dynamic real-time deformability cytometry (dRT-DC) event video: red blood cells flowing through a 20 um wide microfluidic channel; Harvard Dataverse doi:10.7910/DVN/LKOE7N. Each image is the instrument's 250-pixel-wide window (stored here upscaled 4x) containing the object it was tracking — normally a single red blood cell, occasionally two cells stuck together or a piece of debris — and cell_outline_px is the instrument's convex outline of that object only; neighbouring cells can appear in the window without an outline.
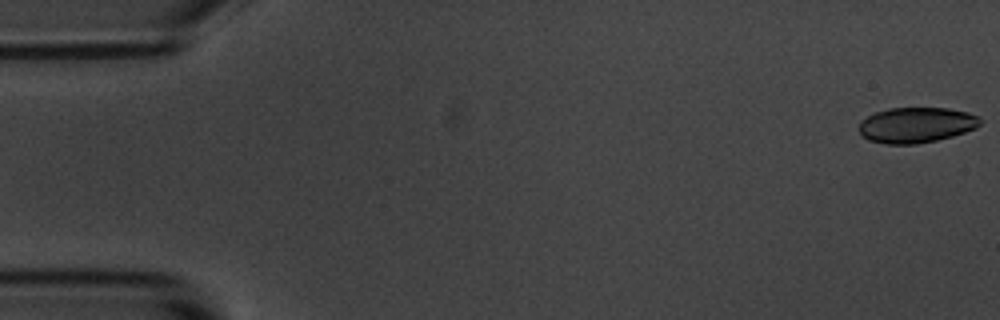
{"species": "common noctule bat (a hibernating species)", "species_latin": "Nyctalus noctula", "temperature_condition": "room temperature", "stored_images_in_passage": 9, "camera_frame_rate_fps": 3000, "um_per_image_px": 0.085, "animal": {"sex": "male", "body_mass_g": 20.1, "forearm_length_mm": 53.5}, "frame": {"image": 1, "passage_image": 1, "time_ms": 0.0, "image_size_px": [1000, 320], "cell_outline_px": [[984, 120], [976, 128], [952, 136], [936, 140], [916, 144], [884, 144], [868, 140], [860, 136], [860, 120], [876, 112], [888, 108], [948, 108], [968, 112], [980, 116]], "centroid_in_image_um": [77.89, 10.62], "position_along_channel_um": 7.1, "area_um2": 25.26}}
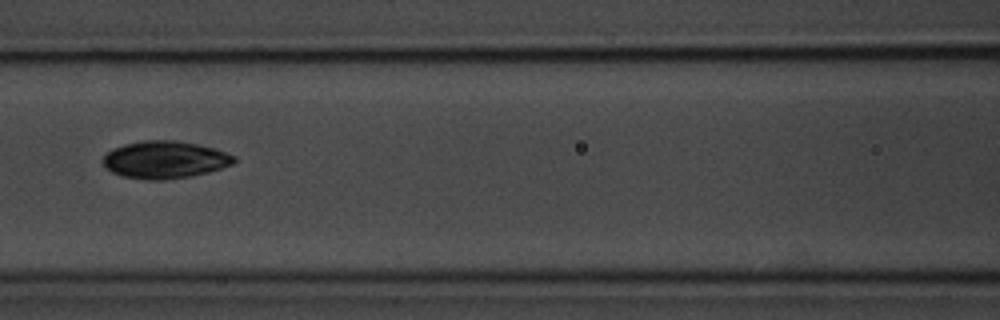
{"frame": {"image": 2, "passage_image": 7, "time_ms": 2.0, "image_size_px": [1000, 320], "cell_outline_px": [[236, 160], [232, 164], [208, 172], [192, 176], [164, 180], [152, 180], [124, 176], [112, 172], [104, 168], [100, 160], [112, 148], [124, 144], [144, 140], [176, 140], [196, 144], [212, 148], [236, 156]], "centroid_in_image_um": [13.96, 13.57], "position_along_channel_um": 152.6, "area_um2": 28.55}}
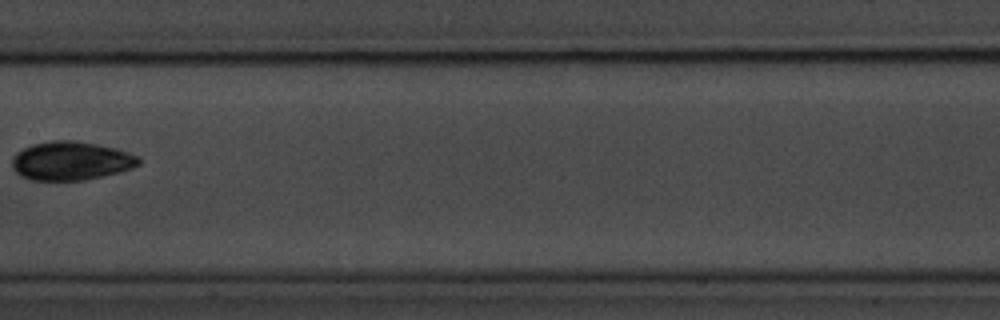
{"frame": {"image": 3, "passage_image": 8, "time_ms": 2.333, "image_size_px": [1000, 320], "cell_outline_px": [[140, 164], [132, 168], [84, 180], [32, 180], [20, 176], [12, 168], [12, 156], [16, 152], [32, 144], [52, 140], [72, 140], [96, 144], [116, 148], [140, 156]], "centroid_in_image_um": [6.01, 13.66], "position_along_channel_um": 201.4, "area_um2": 28.55}}